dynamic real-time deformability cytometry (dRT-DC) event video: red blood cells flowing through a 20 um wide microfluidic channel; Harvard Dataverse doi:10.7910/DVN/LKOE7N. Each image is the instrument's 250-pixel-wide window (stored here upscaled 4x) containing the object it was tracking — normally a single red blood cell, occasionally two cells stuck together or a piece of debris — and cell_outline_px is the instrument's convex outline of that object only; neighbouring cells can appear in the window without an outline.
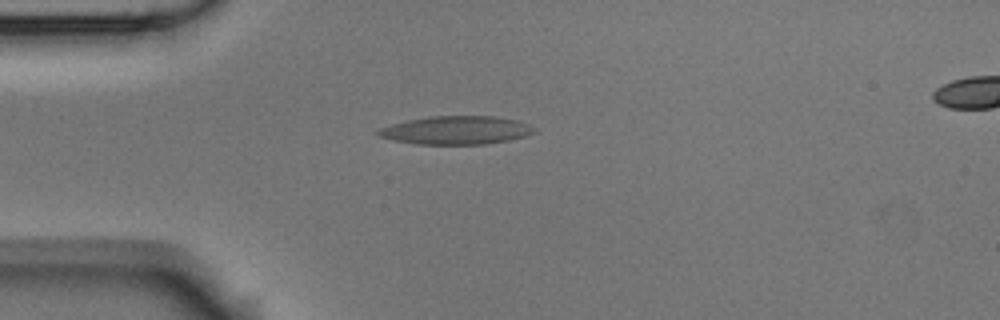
{"species": "Egyptian fruit bat (a non-hibernating species)", "species_latin": "Rousettus aegyptiacus", "temperature_condition": "room temperature", "stored_images_in_passage": 3, "camera_frame_rate_fps": 3000, "um_per_image_px": 0.085, "animal": {"sex": "male"}, "frame": {"image": 1, "passage_image": 3, "time_ms": 2.333, "image_size_px": [1000, 320], "cell_outline_px": [[536, 128], [532, 132], [524, 136], [508, 140], [484, 144], [416, 144], [396, 140], [380, 136], [376, 132], [380, 128], [392, 124], [428, 116], [496, 116], [516, 120], [528, 124]], "centroid_in_image_um": [38.79, 11.06], "position_along_channel_um": 46.2, "area_um2": 25.37}}